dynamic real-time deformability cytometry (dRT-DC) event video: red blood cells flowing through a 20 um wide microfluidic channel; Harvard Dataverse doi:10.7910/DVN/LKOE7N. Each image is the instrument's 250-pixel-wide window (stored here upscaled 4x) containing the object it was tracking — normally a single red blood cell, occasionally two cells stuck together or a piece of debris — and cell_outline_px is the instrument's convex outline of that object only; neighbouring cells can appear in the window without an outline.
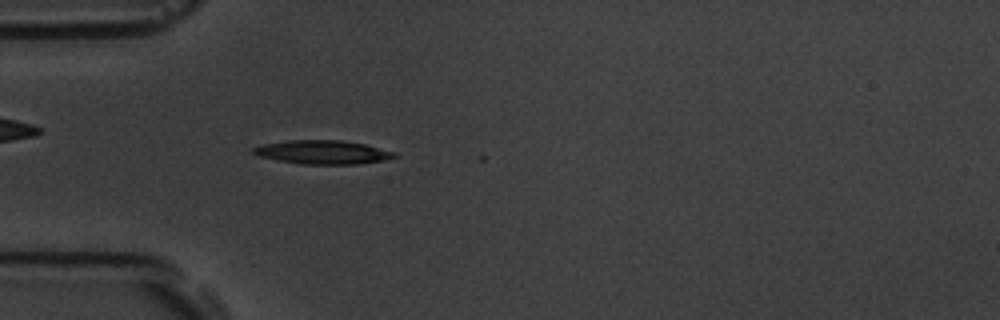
{"species": "common noctule bat (a hibernating species)", "species_latin": "Nyctalus noctula", "temperature_condition": "room temperature", "stored_images_in_passage": 6, "camera_frame_rate_fps": 3000, "um_per_image_px": 0.085, "animal": {"sex": "male", "body_mass_g": 19.5, "forearm_length_mm": 54.6}, "frame": {"image": 1, "passage_image": 6, "time_ms": 5.667, "image_size_px": [1000, 320], "cell_outline_px": [[400, 156], [384, 160], [356, 164], [300, 164], [256, 156], [252, 152], [252, 148], [264, 144], [288, 140], [340, 140], [364, 144], [396, 152]], "centroid_in_image_um": [27.43, 12.94], "position_along_channel_um": 57.6, "area_um2": 19.54}}